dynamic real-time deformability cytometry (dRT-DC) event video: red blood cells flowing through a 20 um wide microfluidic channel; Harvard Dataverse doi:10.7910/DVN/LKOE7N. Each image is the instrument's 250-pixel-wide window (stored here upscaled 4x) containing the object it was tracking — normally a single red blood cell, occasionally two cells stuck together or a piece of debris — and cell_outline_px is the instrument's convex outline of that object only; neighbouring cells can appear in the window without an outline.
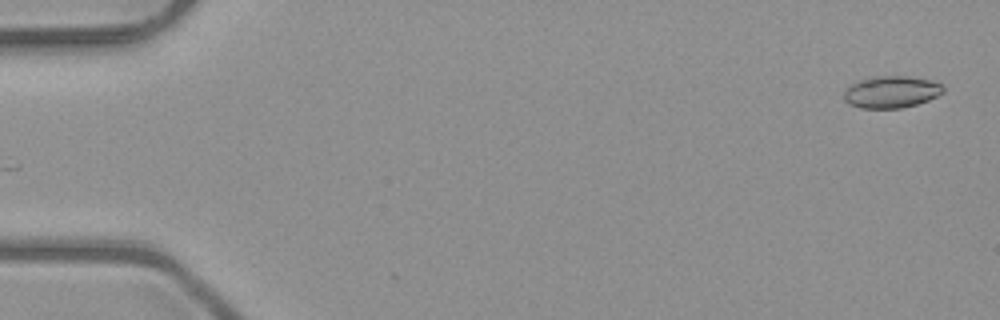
{"species": "common noctule bat (a hibernating species)", "species_latin": "Nyctalus noctula", "temperature_condition": "room temperature", "stored_images_in_passage": 11, "camera_frame_rate_fps": 3000, "um_per_image_px": 0.085, "animal": {"sex": "male", "body_mass_g": 23.1, "forearm_length_mm": 52.7}, "frame": {"image": 1, "passage_image": 1, "time_ms": 0.0, "image_size_px": [1000, 320], "cell_outline_px": [[944, 92], [928, 100], [916, 104], [900, 108], [860, 108], [848, 104], [844, 100], [844, 92], [852, 84], [868, 76], [908, 76], [932, 80], [944, 84]], "centroid_in_image_um": [75.77, 7.8], "position_along_channel_um": 9.2, "area_um2": 18.61}}